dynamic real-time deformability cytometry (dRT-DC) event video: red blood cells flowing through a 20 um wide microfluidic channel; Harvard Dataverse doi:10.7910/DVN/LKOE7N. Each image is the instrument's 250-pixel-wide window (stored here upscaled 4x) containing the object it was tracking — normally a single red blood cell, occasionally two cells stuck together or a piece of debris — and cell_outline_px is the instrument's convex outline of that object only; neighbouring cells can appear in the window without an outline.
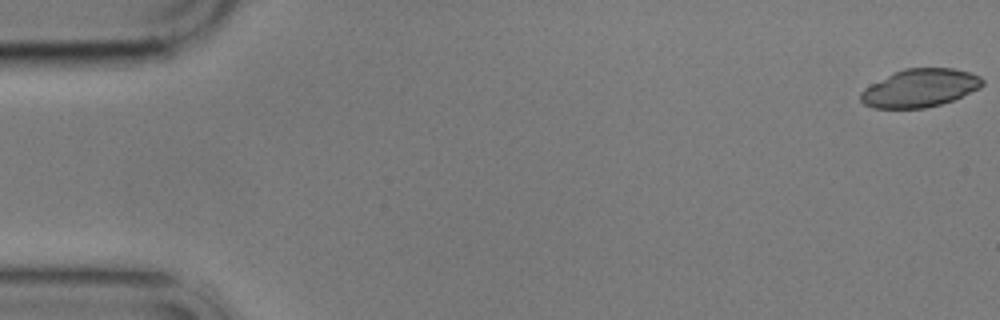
{"species": "common noctule bat (a hibernating species)", "species_latin": "Nyctalus noctula", "temperature_condition": "cold", "stored_images_in_passage": 7, "camera_frame_rate_fps": 3000, "um_per_image_px": 0.085, "animal": {"sex": "male", "body_mass_g": 17.9}, "frame": {"image": 1, "passage_image": 1, "time_ms": 0.0, "image_size_px": [1000, 320], "cell_outline_px": [[984, 84], [980, 88], [952, 100], [940, 104], [924, 108], [872, 108], [864, 104], [860, 100], [860, 92], [864, 88], [904, 68], [952, 68], [968, 72], [980, 76], [984, 80]], "centroid_in_image_um": [78.2, 7.49], "position_along_channel_um": 6.8, "area_um2": 26.76}}
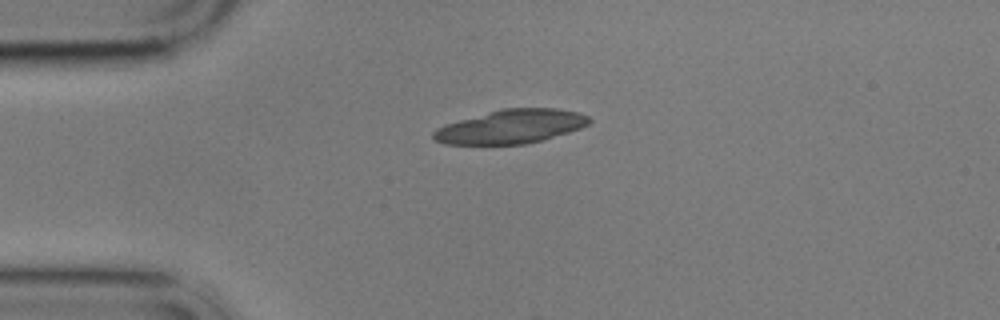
{"frame": {"image": 2, "passage_image": 5, "time_ms": 4.333, "image_size_px": [1000, 320], "cell_outline_px": [[592, 120], [588, 124], [580, 128], [544, 140], [524, 144], [444, 144], [436, 140], [432, 136], [432, 132], [436, 128], [460, 120], [504, 108], [556, 108], [576, 112], [588, 116]], "centroid_in_image_um": [43.45, 10.76], "position_along_channel_um": 41.5, "area_um2": 30.35}}